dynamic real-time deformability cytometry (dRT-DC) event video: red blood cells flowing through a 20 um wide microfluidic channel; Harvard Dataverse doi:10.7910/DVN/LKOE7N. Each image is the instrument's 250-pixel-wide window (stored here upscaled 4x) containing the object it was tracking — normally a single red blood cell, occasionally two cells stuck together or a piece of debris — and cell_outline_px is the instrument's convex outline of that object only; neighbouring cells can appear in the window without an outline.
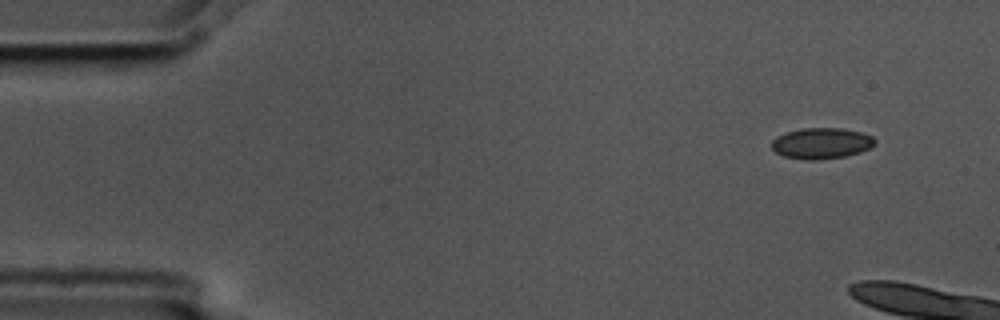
{"species": "common noctule bat (a hibernating species)", "species_latin": "Nyctalus noctula", "temperature_condition": "cold", "stored_images_in_passage": 4, "camera_frame_rate_fps": 3000, "um_per_image_px": 0.085, "animal": {"sex": "male", "body_mass_g": 17.5, "forearm_length_mm": 52.3}, "frame": {"image": 1, "passage_image": 1, "time_ms": 0.0, "image_size_px": [1000, 320], "cell_outline_px": [[876, 144], [860, 152], [844, 156], [816, 160], [808, 160], [784, 156], [776, 152], [772, 148], [772, 140], [776, 136], [788, 132], [804, 128], [840, 128], [860, 132], [872, 136], [876, 140]], "centroid_in_image_um": [69.82, 12.18], "position_along_channel_um": 15.2, "area_um2": 18.44}}